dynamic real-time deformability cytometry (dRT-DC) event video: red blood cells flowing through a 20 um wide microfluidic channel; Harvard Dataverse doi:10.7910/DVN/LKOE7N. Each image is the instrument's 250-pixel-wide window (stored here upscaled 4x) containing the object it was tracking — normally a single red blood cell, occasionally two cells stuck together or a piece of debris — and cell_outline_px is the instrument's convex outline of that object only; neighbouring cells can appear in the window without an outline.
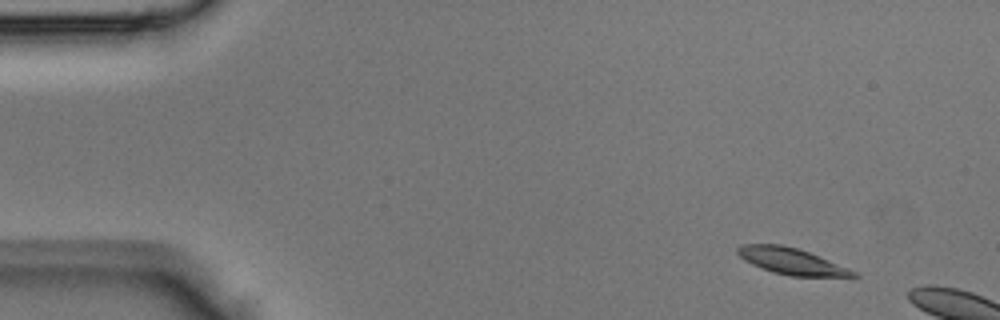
{"species": "Egyptian fruit bat (a non-hibernating species)", "species_latin": "Rousettus aegyptiacus", "temperature_condition": "room temperature", "stored_images_in_passage": 4, "camera_frame_rate_fps": 3000, "um_per_image_px": 0.085, "animal": {"sex": "male"}, "frame": {"image": 1, "passage_image": 1, "time_ms": 0.0, "image_size_px": [1000, 320], "cell_outline_px": [[860, 276], [792, 276], [772, 272], [752, 264], [744, 260], [736, 252], [736, 248], [744, 244], [780, 244], [796, 248], [808, 252], [848, 268], [856, 272]], "centroid_in_image_um": [67.22, 22.19], "position_along_channel_um": 17.8, "area_um2": 17.4}}
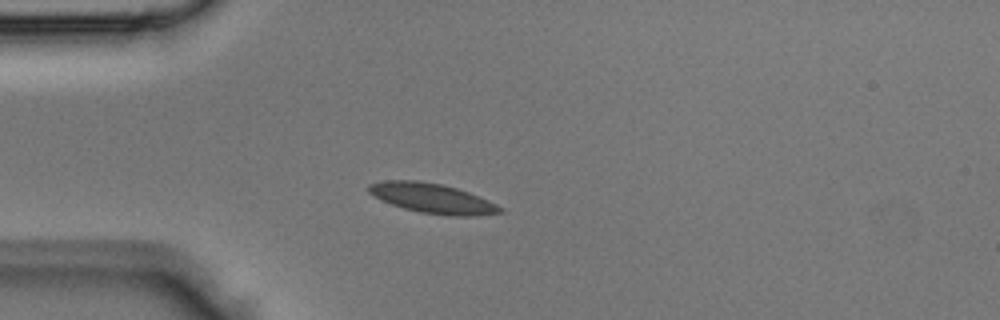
{"frame": {"image": 2, "passage_image": 4, "time_ms": 1.0, "image_size_px": [1000, 320], "cell_outline_px": [[504, 212], [476, 216], [448, 216], [420, 212], [404, 208], [392, 204], [368, 192], [368, 184], [384, 180], [416, 180], [440, 184], [456, 188], [468, 192], [488, 200], [504, 208]], "centroid_in_image_um": [36.78, 16.86], "position_along_channel_um": 48.2, "area_um2": 22.66}}